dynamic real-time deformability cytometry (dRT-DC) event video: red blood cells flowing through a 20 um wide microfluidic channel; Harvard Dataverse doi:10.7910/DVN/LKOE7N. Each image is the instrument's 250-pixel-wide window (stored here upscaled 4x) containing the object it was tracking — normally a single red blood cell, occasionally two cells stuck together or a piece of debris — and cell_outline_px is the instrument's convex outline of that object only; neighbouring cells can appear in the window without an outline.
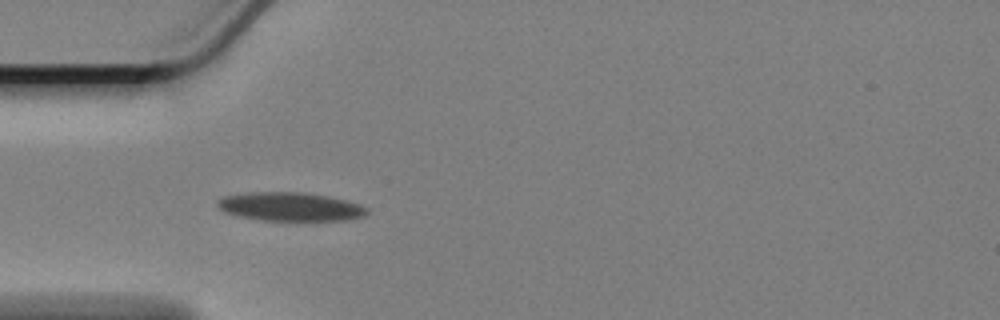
{"species": "Egyptian fruit bat (a non-hibernating species)", "species_latin": "Rousettus aegyptiacus", "temperature_condition": "cold", "stored_images_in_passage": 42, "camera_frame_rate_fps": 3000, "um_per_image_px": 0.085, "animal": {"sex": "female"}, "frame": {"image": 1, "passage_image": 1, "time_ms": 0.0, "image_size_px": [1000, 320], "cell_outline_px": [[368, 212], [364, 216], [344, 220], [264, 220], [236, 216], [224, 212], [216, 204], [216, 200], [224, 196], [248, 192], [304, 192], [328, 196], [360, 204], [368, 208]], "centroid_in_image_um": [24.64, 17.56], "position_along_channel_um": 60.4, "area_um2": 24.97}}
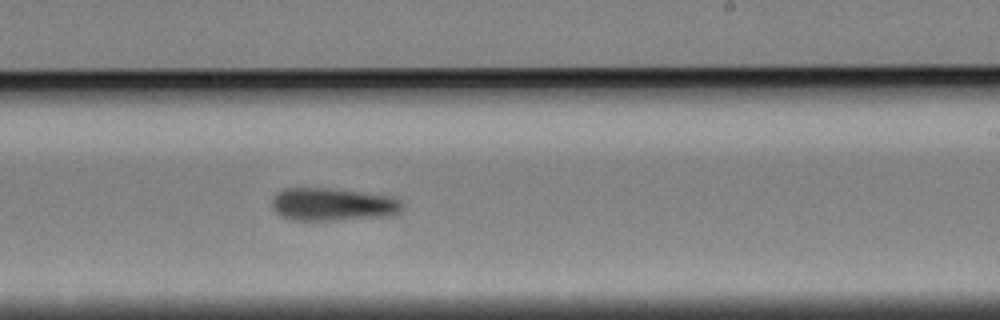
{"frame": {"image": 2, "passage_image": 19, "time_ms": 6.0, "image_size_px": [1000, 320], "cell_outline_px": [[404, 208], [400, 212], [392, 216], [336, 220], [292, 220], [280, 216], [272, 208], [272, 196], [276, 192], [284, 188], [332, 188], [392, 196], [400, 200], [404, 204]], "centroid_in_image_um": [28.3, 17.37], "position_along_channel_um": 260.7, "area_um2": 25.43}}
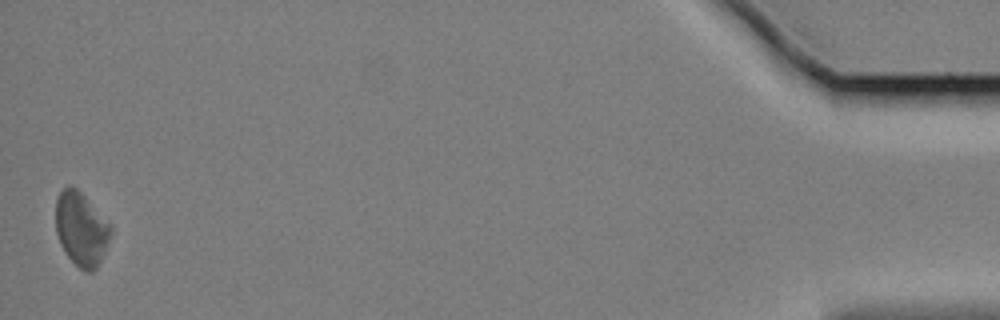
{"frame": {"image": 3, "passage_image": 42, "time_ms": 13.667, "image_size_px": [1000, 320], "cell_outline_px": [[112, 232], [104, 252], [96, 268], [92, 272], [84, 272], [64, 252], [60, 244], [56, 232], [56, 200], [60, 192], [64, 188], [76, 188], [112, 224]], "centroid_in_image_um": [6.92, 19.49], "position_along_channel_um": 428.3, "area_um2": 23.41}, "authors_computed_cell_mechanics": {"area_um2": 24.7384, "velocity_mm_per_s": 3.3654, "shape_relaxation_time_tau1_ms": 4.7175, "shape_relaxation_time_tau2_ms": null, "deformation_change_tau1": 0.0776, "deformation_change_tau2": null}}